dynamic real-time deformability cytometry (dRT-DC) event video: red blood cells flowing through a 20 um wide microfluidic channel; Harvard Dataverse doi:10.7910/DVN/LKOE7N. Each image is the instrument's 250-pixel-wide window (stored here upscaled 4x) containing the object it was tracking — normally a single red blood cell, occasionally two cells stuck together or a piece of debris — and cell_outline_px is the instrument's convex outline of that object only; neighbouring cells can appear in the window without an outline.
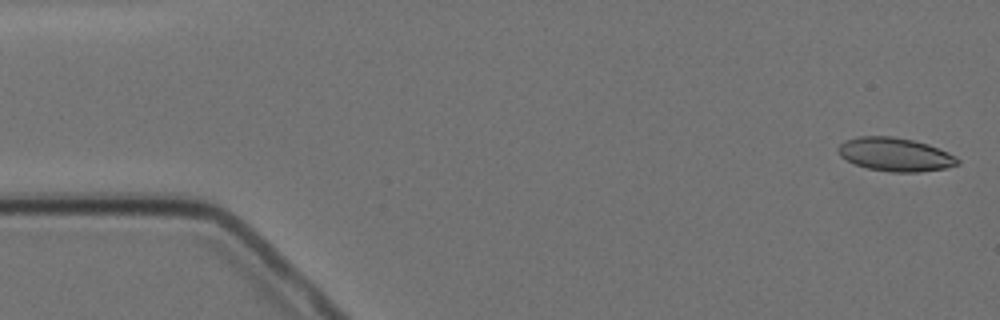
{"species": "Egyptian fruit bat (a non-hibernating species)", "species_latin": "Rousettus aegyptiacus", "temperature_condition": "cold", "stored_images_in_passage": 8, "camera_frame_rate_fps": 3000, "um_per_image_px": 0.085, "animal": {"sex": "female"}, "frame": {"image": 1, "passage_image": 1, "time_ms": 0.0, "image_size_px": [1000, 320], "cell_outline_px": [[960, 164], [948, 168], [916, 172], [892, 172], [868, 168], [856, 164], [840, 156], [836, 148], [844, 140], [856, 136], [892, 136], [912, 140], [928, 144], [948, 152], [956, 156], [960, 160]], "centroid_in_image_um": [76.1, 13.12], "position_along_channel_um": 8.9, "area_um2": 23.41}}
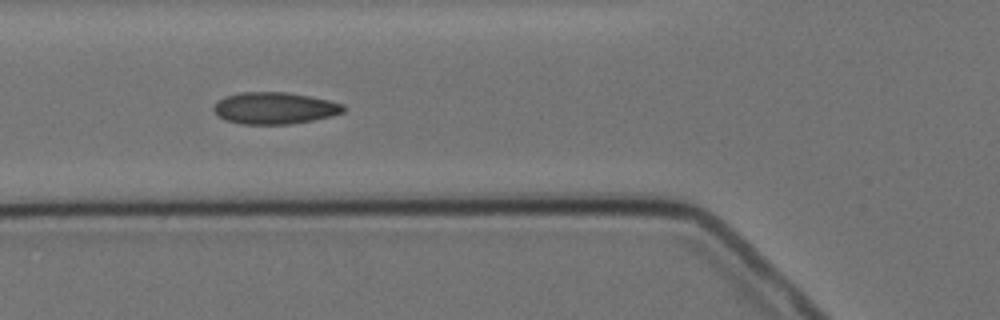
{"frame": {"image": 2, "passage_image": 6, "time_ms": 6.0, "image_size_px": [1000, 320], "cell_outline_px": [[348, 108], [344, 112], [332, 116], [312, 120], [288, 124], [240, 124], [224, 120], [216, 116], [212, 108], [224, 96], [240, 92], [288, 92], [312, 96], [344, 104]], "centroid_in_image_um": [23.35, 9.19], "position_along_channel_um": 102.5, "area_um2": 24.33}}
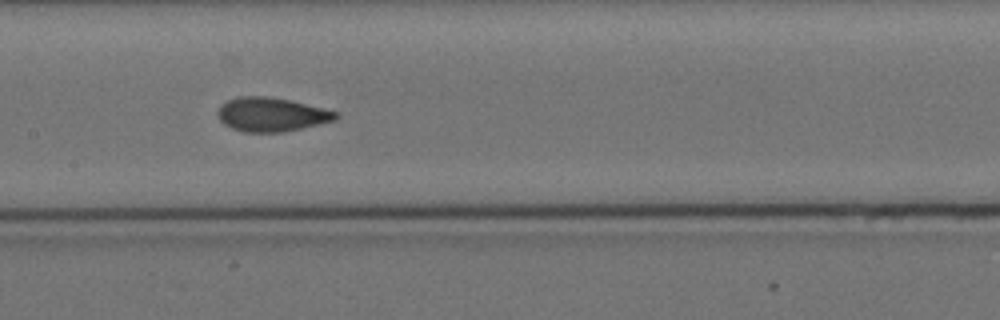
{"frame": {"image": 3, "passage_image": 8, "time_ms": 8.333, "image_size_px": [1000, 320], "cell_outline_px": [[340, 116], [336, 120], [320, 124], [284, 132], [244, 132], [232, 128], [224, 124], [220, 120], [216, 112], [220, 104], [236, 96], [268, 96], [288, 100], [336, 112]], "centroid_in_image_um": [23.02, 9.73], "position_along_channel_um": 184.4, "area_um2": 23.29}}